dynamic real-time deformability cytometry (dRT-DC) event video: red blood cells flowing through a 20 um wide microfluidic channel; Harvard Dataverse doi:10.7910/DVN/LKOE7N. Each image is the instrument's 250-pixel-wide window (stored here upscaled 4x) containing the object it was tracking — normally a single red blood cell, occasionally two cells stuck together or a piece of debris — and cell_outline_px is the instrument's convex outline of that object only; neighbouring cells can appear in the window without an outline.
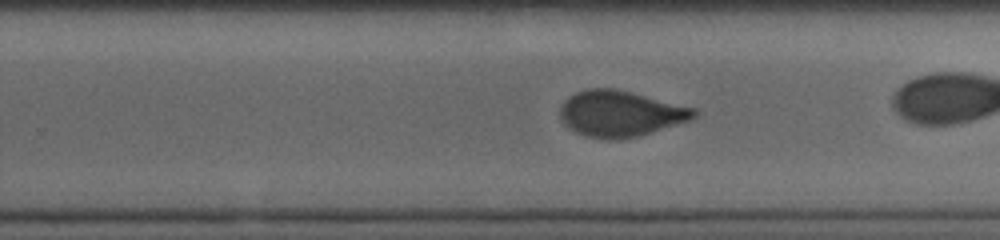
{"species": "human", "species_latin": "Homo sapiens", "temperature_condition": "cold", "stored_images_in_passage": 31, "camera_frame_rate_fps": 3000, "um_per_image_px": 0.085, "donor": {"sex": "male"}, "frame": {"image": 1, "passage_image": 22, "time_ms": 7.0, "image_size_px": [1000, 240], "cell_outline_px": [[696, 116], [692, 120], [636, 136], [616, 140], [608, 140], [588, 136], [576, 132], [564, 124], [560, 116], [560, 108], [564, 100], [568, 96], [576, 92], [588, 88], [616, 88], [696, 108]], "centroid_in_image_um": [52.72, 9.64], "position_along_channel_um": 277.1, "area_um2": 35.84}}